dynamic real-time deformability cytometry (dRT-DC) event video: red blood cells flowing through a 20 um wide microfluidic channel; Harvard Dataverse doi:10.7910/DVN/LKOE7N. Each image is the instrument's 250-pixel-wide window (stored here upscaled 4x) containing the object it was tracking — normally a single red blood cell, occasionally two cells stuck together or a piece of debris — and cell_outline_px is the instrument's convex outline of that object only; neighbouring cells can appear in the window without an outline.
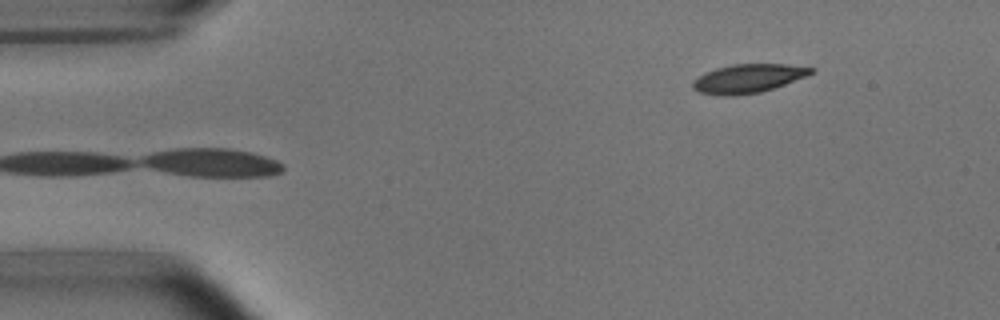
{"species": "common noctule bat (a hibernating species)", "species_latin": "Nyctalus noctula", "temperature_condition": "room temperature", "stored_images_in_passage": 5, "camera_frame_rate_fps": 3000, "um_per_image_px": 0.085, "animal": {"sex": "male", "body_mass_g": 15.6}, "frame": {"image": 1, "passage_image": 5, "time_ms": 4.667, "image_size_px": [1000, 320], "cell_outline_px": [[816, 68], [812, 72], [804, 76], [784, 84], [760, 92], [732, 96], [720, 96], [700, 92], [692, 88], [692, 80], [704, 72], [716, 68], [732, 64], [788, 64]], "centroid_in_image_um": [63.52, 6.67], "position_along_channel_um": 21.5, "area_um2": 19.71}}